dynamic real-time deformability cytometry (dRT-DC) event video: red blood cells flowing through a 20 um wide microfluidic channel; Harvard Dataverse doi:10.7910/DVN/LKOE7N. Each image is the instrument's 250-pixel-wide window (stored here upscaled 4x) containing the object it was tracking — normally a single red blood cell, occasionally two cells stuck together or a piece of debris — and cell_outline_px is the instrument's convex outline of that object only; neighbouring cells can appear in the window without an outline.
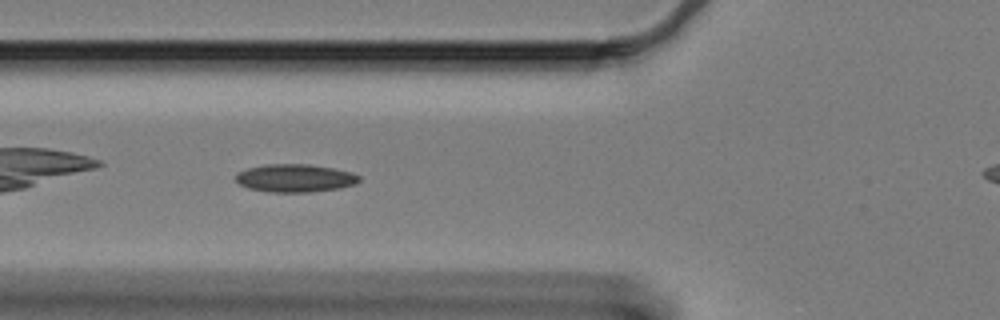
{"species": "Egyptian fruit bat (a non-hibernating species)", "species_latin": "Rousettus aegyptiacus", "temperature_condition": "cold", "stored_images_in_passage": 30, "camera_frame_rate_fps": 3000, "um_per_image_px": 0.085, "animal": {"sex": "female"}, "frame": {"image": 1, "passage_image": 5, "time_ms": 1.333, "image_size_px": [1000, 320], "cell_outline_px": [[360, 180], [356, 184], [340, 188], [308, 192], [268, 192], [248, 188], [240, 184], [236, 180], [236, 172], [248, 168], [264, 164], [308, 164], [332, 168], [352, 172], [360, 176]], "centroid_in_image_um": [25.08, 15.14], "position_along_channel_um": 100.7, "area_um2": 20.17}}
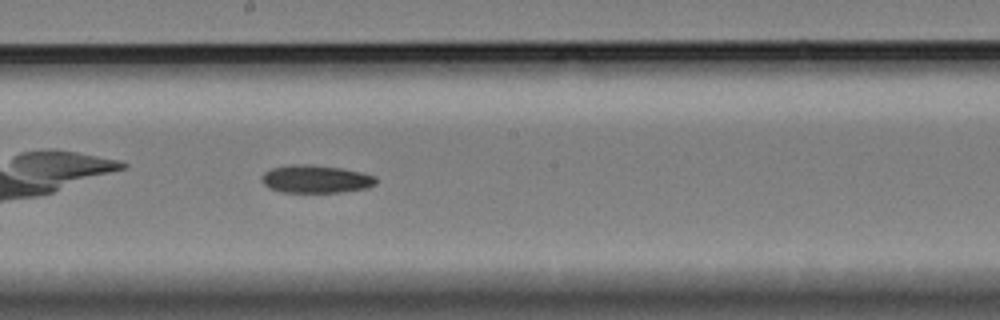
{"frame": {"image": 2, "passage_image": 16, "time_ms": 5.0, "image_size_px": [1000, 320], "cell_outline_px": [[376, 184], [368, 188], [344, 192], [280, 192], [268, 188], [260, 180], [260, 176], [264, 172], [272, 168], [288, 164], [312, 164], [340, 168], [360, 172], [376, 176]], "centroid_in_image_um": [26.81, 15.22], "position_along_channel_um": 221.4, "area_um2": 18.84}}
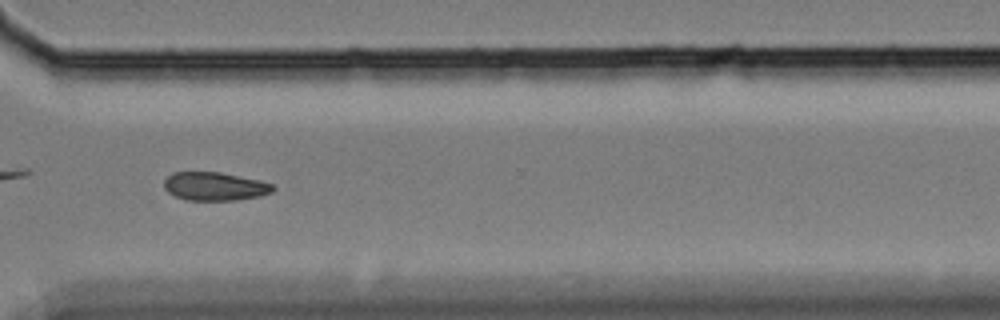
{"frame": {"image": 3, "passage_image": 28, "time_ms": 9.0, "image_size_px": [1000, 320], "cell_outline_px": [[276, 188], [272, 192], [260, 196], [236, 200], [188, 200], [176, 196], [168, 192], [164, 188], [164, 180], [172, 172], [220, 172], [260, 180], [272, 184]], "centroid_in_image_um": [18.27, 15.83], "position_along_channel_um": 352.3, "area_um2": 18.03}}